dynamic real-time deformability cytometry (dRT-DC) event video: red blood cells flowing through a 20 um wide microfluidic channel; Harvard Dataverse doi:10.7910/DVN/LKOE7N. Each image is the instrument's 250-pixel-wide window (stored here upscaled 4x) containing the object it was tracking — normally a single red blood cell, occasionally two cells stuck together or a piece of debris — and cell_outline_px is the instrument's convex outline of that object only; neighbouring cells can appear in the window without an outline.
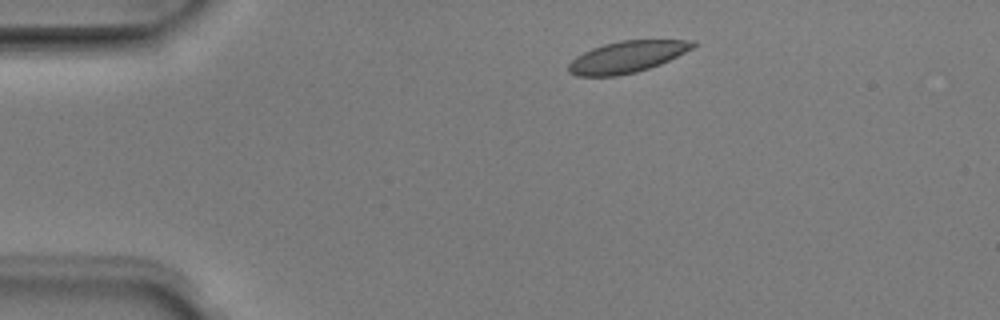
{"species": "Egyptian fruit bat (a non-hibernating species)", "species_latin": "Rousettus aegyptiacus", "temperature_condition": "room temperature", "stored_images_in_passage": 4, "camera_frame_rate_fps": 3000, "um_per_image_px": 0.085, "animal": {"sex": "male"}, "frame": {"image": 1, "passage_image": 1, "time_ms": 0.0, "image_size_px": [1000, 320], "cell_outline_px": [[696, 44], [692, 48], [660, 64], [636, 72], [616, 76], [576, 76], [568, 72], [568, 64], [576, 56], [592, 48], [604, 44], [620, 40], [696, 40]], "centroid_in_image_um": [53.26, 4.83], "position_along_channel_um": 31.7, "area_um2": 22.72}}
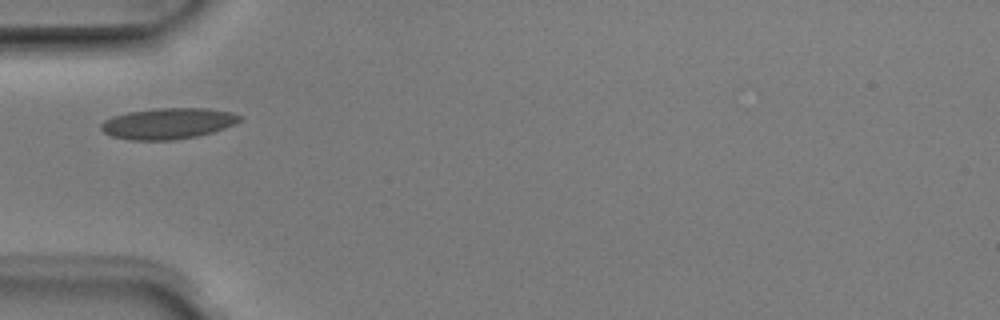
{"frame": {"image": 2, "passage_image": 3, "time_ms": 0.667, "image_size_px": [1000, 320], "cell_outline_px": [[244, 116], [236, 124], [212, 132], [196, 136], [172, 140], [128, 140], [112, 136], [104, 132], [100, 128], [100, 124], [104, 120], [112, 116], [128, 112], [156, 108], [208, 108], [232, 112]], "centroid_in_image_um": [14.28, 10.49], "position_along_channel_um": 70.7, "area_um2": 25.2}}
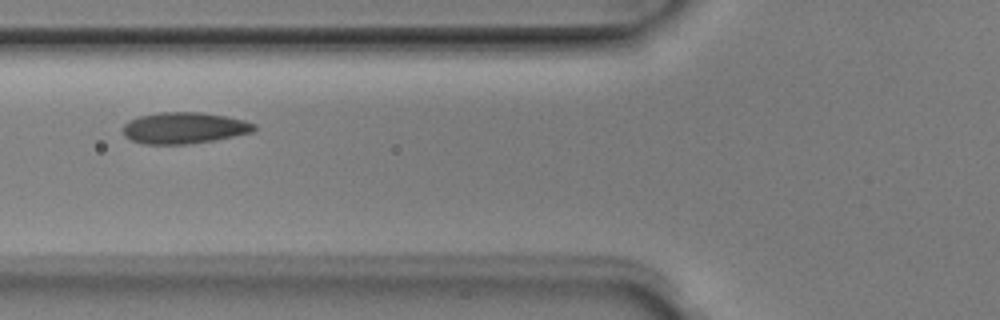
{"frame": {"image": 3, "passage_image": 4, "time_ms": 1.0, "image_size_px": [1000, 320], "cell_outline_px": [[256, 128], [252, 132], [216, 140], [192, 144], [144, 144], [132, 140], [124, 136], [120, 128], [128, 120], [140, 116], [160, 112], [200, 112], [224, 116], [244, 120], [256, 124]], "centroid_in_image_um": [15.62, 10.88], "position_along_channel_um": 110.2, "area_um2": 24.16}}